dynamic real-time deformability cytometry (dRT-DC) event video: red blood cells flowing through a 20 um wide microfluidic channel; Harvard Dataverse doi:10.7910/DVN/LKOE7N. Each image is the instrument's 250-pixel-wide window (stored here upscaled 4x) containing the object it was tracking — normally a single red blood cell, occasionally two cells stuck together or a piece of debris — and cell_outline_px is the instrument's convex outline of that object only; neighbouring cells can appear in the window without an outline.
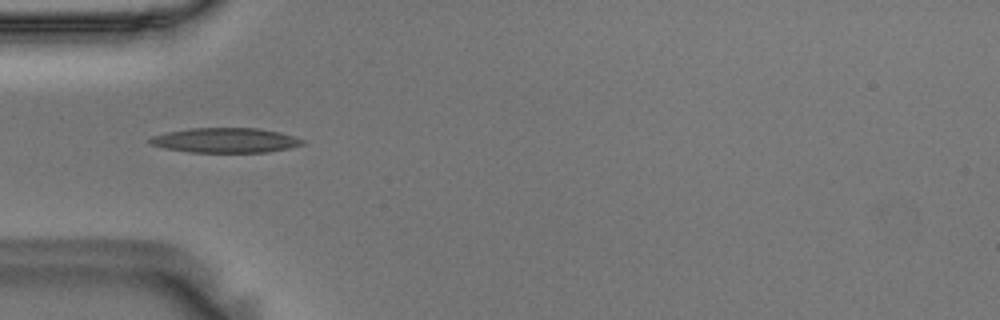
{"species": "Egyptian fruit bat (a non-hibernating species)", "species_latin": "Rousettus aegyptiacus", "temperature_condition": "room temperature", "stored_images_in_passage": 9, "camera_frame_rate_fps": 3000, "um_per_image_px": 0.085, "animal": {"sex": "male"}, "frame": {"image": 1, "passage_image": 3, "time_ms": 0.667, "image_size_px": [1000, 320], "cell_outline_px": [[304, 144], [288, 148], [268, 152], [188, 152], [164, 148], [148, 144], [148, 140], [152, 136], [168, 132], [192, 128], [260, 128], [280, 132], [304, 140]], "centroid_in_image_um": [19.13, 11.92], "position_along_channel_um": 65.9, "area_um2": 22.02}}
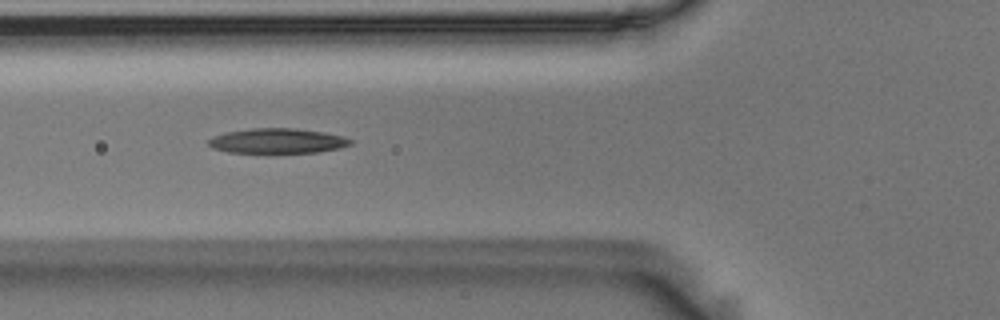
{"frame": {"image": 2, "passage_image": 6, "time_ms": 1.667, "image_size_px": [1000, 320], "cell_outline_px": [[352, 144], [340, 148], [320, 152], [228, 152], [212, 148], [208, 144], [208, 140], [212, 136], [228, 132], [252, 128], [296, 128], [324, 132], [344, 136], [352, 140]], "centroid_in_image_um": [23.61, 11.97], "position_along_channel_um": 102.2, "area_um2": 20.58}}